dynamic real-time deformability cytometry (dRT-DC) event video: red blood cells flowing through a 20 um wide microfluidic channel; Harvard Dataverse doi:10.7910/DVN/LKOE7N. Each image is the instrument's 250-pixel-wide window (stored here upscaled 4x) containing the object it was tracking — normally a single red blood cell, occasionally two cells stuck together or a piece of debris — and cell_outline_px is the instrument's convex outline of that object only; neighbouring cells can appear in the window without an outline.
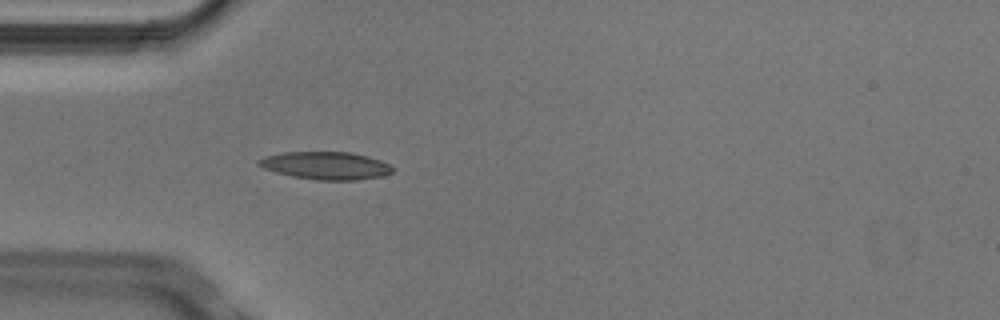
{"species": "Egyptian fruit bat (a non-hibernating species)", "species_latin": "Rousettus aegyptiacus", "temperature_condition": "cold", "stored_images_in_passage": 5, "camera_frame_rate_fps": 3000, "um_per_image_px": 0.085, "animal": {"sex": "male"}, "frame": {"image": 1, "passage_image": 5, "time_ms": 1.333, "image_size_px": [1000, 320], "cell_outline_px": [[396, 168], [392, 172], [380, 176], [356, 180], [316, 180], [292, 176], [276, 172], [264, 168], [256, 164], [256, 160], [264, 156], [284, 152], [352, 152], [368, 156], [380, 160]], "centroid_in_image_um": [27.68, 14.07], "position_along_channel_um": 57.3, "area_um2": 21.68}}